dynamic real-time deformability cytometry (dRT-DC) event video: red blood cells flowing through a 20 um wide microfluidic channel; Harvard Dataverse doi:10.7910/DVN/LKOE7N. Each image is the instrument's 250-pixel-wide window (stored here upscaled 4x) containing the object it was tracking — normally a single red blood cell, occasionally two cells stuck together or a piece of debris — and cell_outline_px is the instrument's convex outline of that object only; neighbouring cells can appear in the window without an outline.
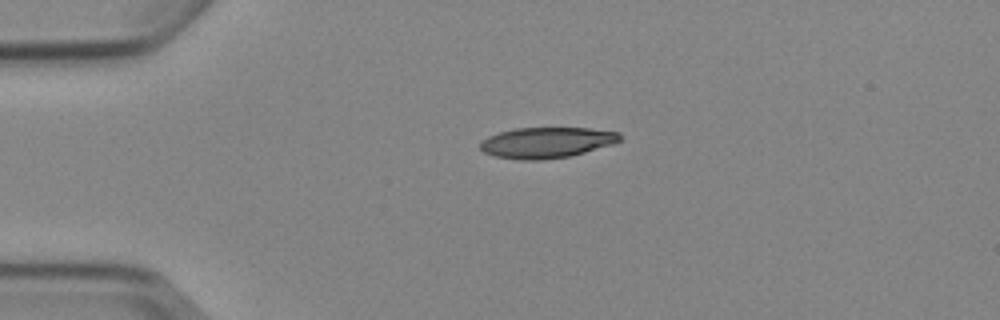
{"species": "Egyptian fruit bat (a non-hibernating species)", "species_latin": "Rousettus aegyptiacus", "temperature_condition": "cold", "stored_images_in_passage": 2, "camera_frame_rate_fps": 3000, "um_per_image_px": 0.085, "animal": {"sex": "female"}, "frame": {"image": 1, "passage_image": 1, "time_ms": 0.0, "image_size_px": [1000, 320], "cell_outline_px": [[624, 136], [620, 140], [612, 144], [572, 156], [540, 160], [520, 160], [496, 156], [484, 152], [480, 148], [480, 140], [488, 136], [500, 132], [516, 128], [588, 128], [620, 132]], "centroid_in_image_um": [46.48, 12.12], "position_along_channel_um": 38.5, "area_um2": 25.14}}